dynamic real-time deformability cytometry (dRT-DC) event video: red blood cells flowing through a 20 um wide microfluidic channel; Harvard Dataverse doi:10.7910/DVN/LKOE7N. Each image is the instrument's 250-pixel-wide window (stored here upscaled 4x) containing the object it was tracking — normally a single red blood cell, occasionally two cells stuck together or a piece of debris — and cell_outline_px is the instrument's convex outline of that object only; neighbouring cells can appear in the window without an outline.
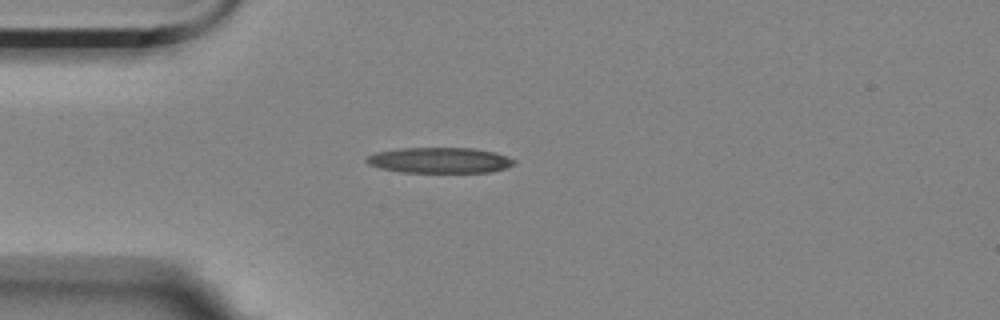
{"species": "Egyptian fruit bat (a non-hibernating species)", "species_latin": "Rousettus aegyptiacus", "temperature_condition": "room temperature", "stored_images_in_passage": 43, "camera_frame_rate_fps": 3000, "um_per_image_px": 0.085, "animal": {"sex": "female"}, "frame": {"image": 1, "passage_image": 1, "time_ms": 0.0, "image_size_px": [1000, 320], "cell_outline_px": [[516, 164], [492, 172], [400, 172], [380, 168], [368, 164], [364, 160], [368, 156], [376, 152], [400, 148], [472, 148], [496, 152], [508, 156], [516, 160]], "centroid_in_image_um": [37.39, 13.62], "position_along_channel_um": 47.6, "area_um2": 22.14}}
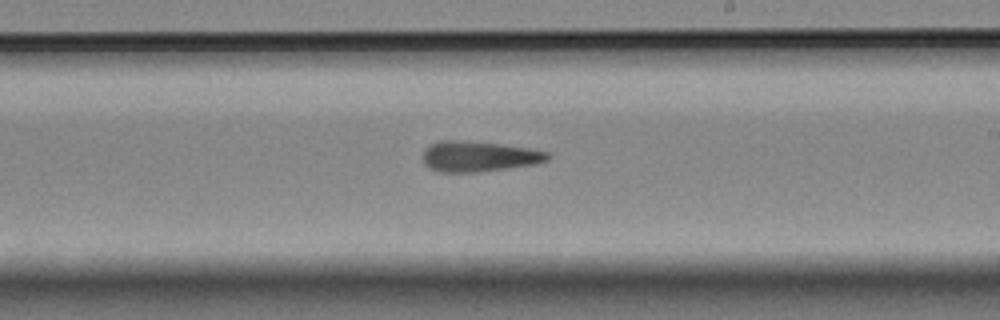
{"frame": {"image": 2, "passage_image": 19, "time_ms": 6.0, "image_size_px": [1000, 320], "cell_outline_px": [[552, 156], [548, 160], [536, 164], [480, 172], [436, 172], [428, 168], [424, 164], [420, 156], [424, 148], [440, 140], [460, 140], [500, 144], [528, 148], [548, 152]], "centroid_in_image_um": [40.65, 13.3], "position_along_channel_um": 248.4, "area_um2": 22.54}}
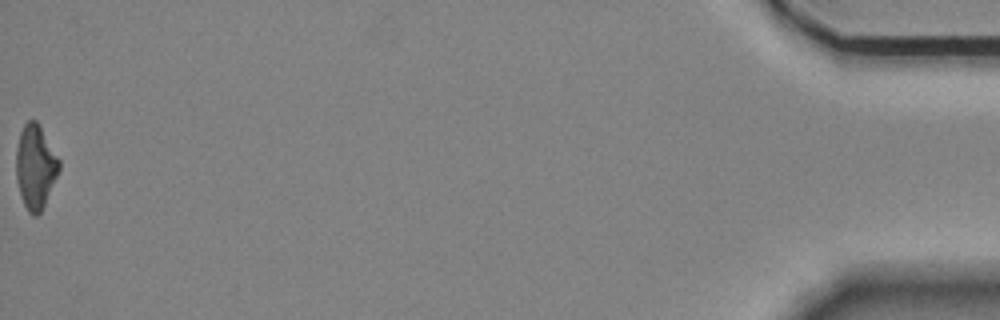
{"frame": {"image": 3, "passage_image": 43, "time_ms": 14.0, "image_size_px": [1000, 320], "cell_outline_px": [[60, 168], [44, 204], [40, 212], [36, 216], [32, 216], [28, 212], [20, 196], [16, 180], [16, 148], [20, 132], [24, 124], [28, 120], [36, 120], [60, 160]], "centroid_in_image_um": [2.98, 14.18], "position_along_channel_um": 432.2, "area_um2": 20.87}, "authors_computed_cell_mechanics": {"area_um2": 22.0218, "velocity_mm_per_s": 3.5337, "shape_relaxation_time_tau1_ms": null, "shape_relaxation_time_tau2_ms": 5.4152, "deformation_change_tau1": null, "deformation_change_tau2": 0.1957}}